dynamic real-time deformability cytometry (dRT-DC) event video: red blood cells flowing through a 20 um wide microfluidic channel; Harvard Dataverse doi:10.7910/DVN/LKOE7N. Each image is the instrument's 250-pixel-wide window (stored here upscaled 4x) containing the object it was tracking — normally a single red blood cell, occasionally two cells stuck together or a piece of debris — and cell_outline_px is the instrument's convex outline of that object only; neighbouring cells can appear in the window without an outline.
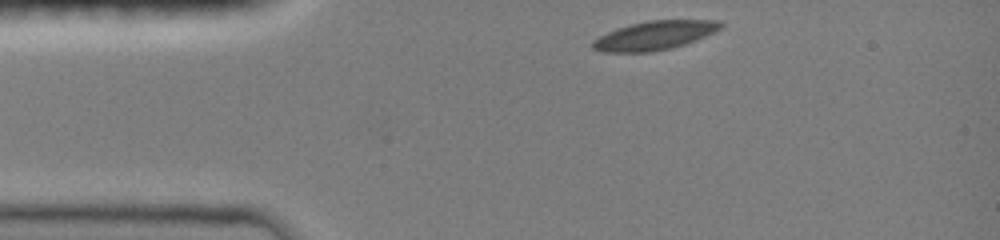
{"species": "common noctule bat (a hibernating species)", "species_latin": "Nyctalus noctula", "temperature_condition": "room temperature", "stored_images_in_passage": 35, "camera_frame_rate_fps": 3000, "um_per_image_px": 0.085, "animal": {"sex": "female", "body_mass_g": 19.0, "forearm_length_mm": 51.5}, "frame": {"image": 1, "passage_image": 1, "time_ms": 0.0, "image_size_px": [1000, 240], "cell_outline_px": [[724, 24], [716, 32], [696, 40], [672, 48], [652, 52], [600, 52], [592, 48], [592, 40], [616, 28], [628, 24], [648, 20], [720, 20]], "centroid_in_image_um": [55.63, 3.01], "position_along_channel_um": 29.4, "area_um2": 21.73}}
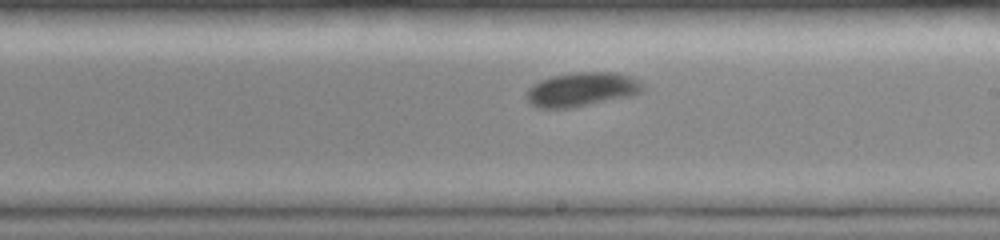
{"frame": {"image": 2, "passage_image": 20, "time_ms": 6.333, "image_size_px": [1000, 240], "cell_outline_px": [[644, 88], [640, 92], [628, 96], [572, 108], [540, 108], [532, 104], [524, 96], [528, 88], [532, 84], [540, 80], [552, 76], [576, 72], [616, 72], [632, 76], [644, 84]], "centroid_in_image_um": [49.43, 7.59], "position_along_channel_um": 239.6, "area_um2": 23.12}}
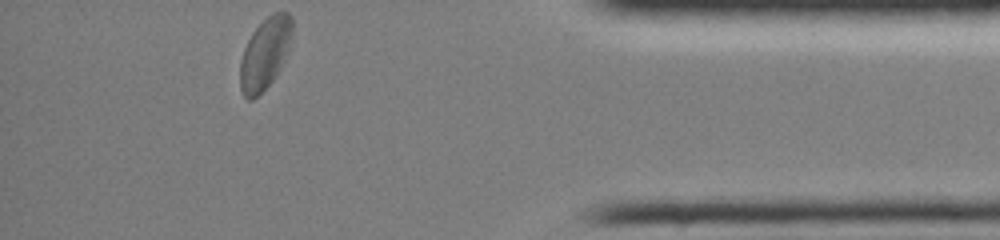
{"frame": {"image": 3, "passage_image": 35, "time_ms": 11.333, "image_size_px": [1000, 240], "cell_outline_px": [[292, 36], [284, 60], [276, 76], [252, 100], [248, 100], [244, 96], [240, 88], [240, 60], [244, 48], [252, 32], [272, 12], [288, 12], [292, 16]], "centroid_in_image_um": [22.52, 4.53], "position_along_channel_um": 412.7, "area_um2": 21.5}, "authors_computed_cell_mechanics": {"area_um2": 22.3108, "velocity_mm_per_s": 3.9683, "shape_relaxation_time_tau1_ms": 2.0754, "shape_relaxation_time_tau2_ms": 6.1429, "deformation_change_tau1": 0.0857, "deformation_change_tau2": 0.0622}}